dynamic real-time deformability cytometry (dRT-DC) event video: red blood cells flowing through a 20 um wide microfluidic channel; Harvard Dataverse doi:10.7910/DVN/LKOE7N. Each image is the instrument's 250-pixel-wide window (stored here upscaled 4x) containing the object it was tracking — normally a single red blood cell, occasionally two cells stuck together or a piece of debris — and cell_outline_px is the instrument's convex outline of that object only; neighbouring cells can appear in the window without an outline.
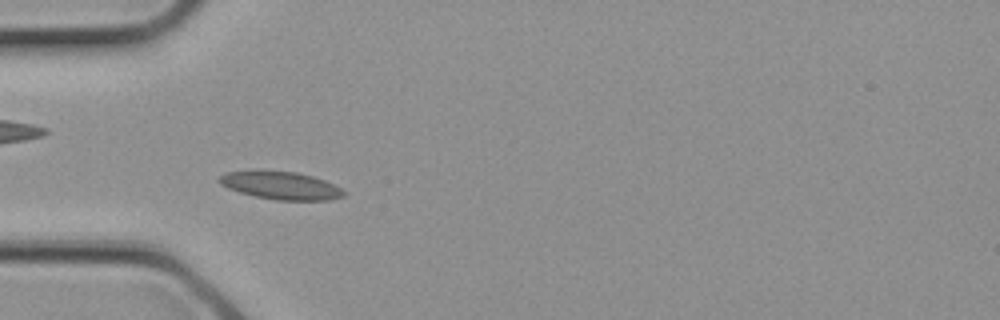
{"species": "common noctule bat (a hibernating species)", "species_latin": "Nyctalus noctula", "temperature_condition": "cold", "stored_images_in_passage": 2, "camera_frame_rate_fps": 3000, "um_per_image_px": 0.085, "animal": {"sex": "female", "body_mass_g": 21.9}, "frame": {"image": 1, "passage_image": 2, "time_ms": 0.333, "image_size_px": [1000, 320], "cell_outline_px": [[344, 196], [328, 200], [276, 200], [256, 196], [240, 192], [228, 188], [220, 184], [216, 180], [224, 172], [296, 172], [312, 176], [324, 180], [340, 188], [344, 192]], "centroid_in_image_um": [23.86, 15.79], "position_along_channel_um": 61.1, "area_um2": 19.59}}